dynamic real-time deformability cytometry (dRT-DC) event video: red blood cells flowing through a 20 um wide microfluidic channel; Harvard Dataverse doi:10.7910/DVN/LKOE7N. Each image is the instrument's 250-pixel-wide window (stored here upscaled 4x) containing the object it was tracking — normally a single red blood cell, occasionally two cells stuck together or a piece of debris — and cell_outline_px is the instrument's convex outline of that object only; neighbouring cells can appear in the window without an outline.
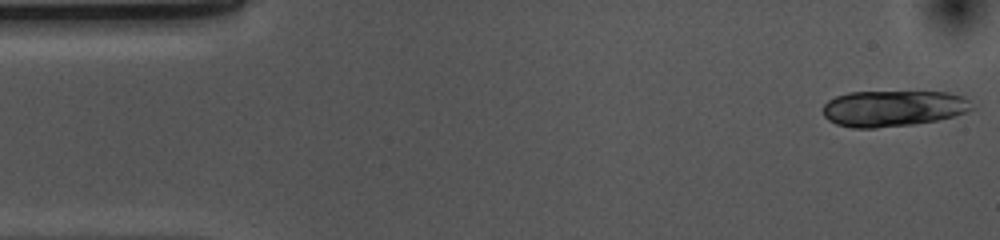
{"species": "common noctule bat (a hibernating species)", "species_latin": "Nyctalus noctula", "temperature_condition": "cold", "stored_images_in_passage": 36, "segment_of_instrument_passage": [1, 2], "camera_frame_rate_fps": 3000, "um_per_image_px": 0.085, "animal": {"sex": "female", "body_mass_g": 10.0, "forearm_length_mm": 53.1}, "frame": {"image": 1, "passage_image": 1, "time_ms": 0.0, "image_size_px": [1000, 240], "cell_outline_px": [[972, 108], [968, 112], [936, 120], [912, 124], [876, 128], [852, 128], [836, 124], [828, 120], [824, 116], [824, 104], [828, 100], [836, 96], [848, 92], [948, 92], [960, 96], [968, 100]], "centroid_in_image_um": [75.87, 9.21], "position_along_channel_um": 9.1, "area_um2": 31.1}}